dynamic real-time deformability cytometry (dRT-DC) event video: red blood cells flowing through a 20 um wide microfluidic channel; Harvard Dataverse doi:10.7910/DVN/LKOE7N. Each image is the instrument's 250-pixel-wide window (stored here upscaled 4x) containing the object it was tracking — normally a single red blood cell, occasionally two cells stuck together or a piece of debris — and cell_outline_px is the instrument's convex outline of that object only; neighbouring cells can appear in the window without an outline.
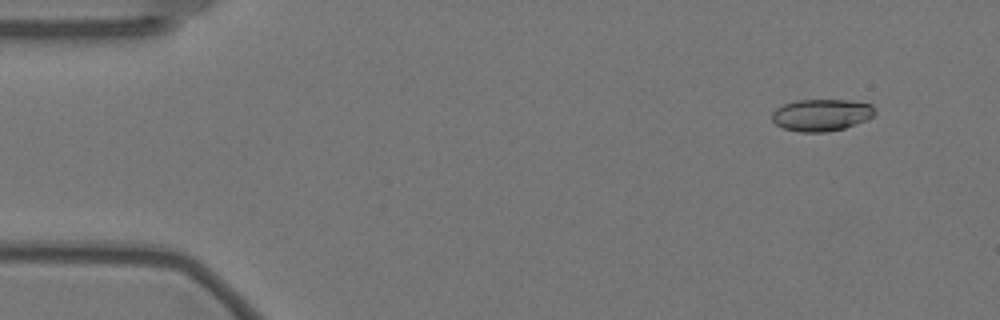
{"species": "Egyptian fruit bat (a non-hibernating species)", "species_latin": "Rousettus aegyptiacus", "temperature_condition": "warm", "stored_images_in_passage": 41, "camera_frame_rate_fps": 3000, "um_per_image_px": 0.085, "animal": {"sex": "female"}, "frame": {"image": 1, "passage_image": 5, "time_ms": 1.333, "image_size_px": [1000, 320], "cell_outline_px": [[876, 112], [872, 116], [864, 120], [844, 128], [824, 132], [800, 132], [784, 128], [776, 124], [772, 120], [772, 112], [776, 108], [784, 104], [796, 100], [848, 100], [872, 104]], "centroid_in_image_um": [69.8, 9.76], "position_along_channel_um": 15.2, "area_um2": 19.02}}
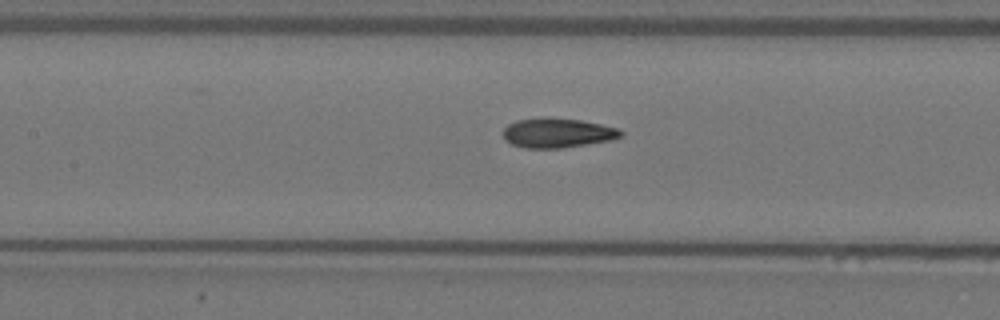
{"frame": {"image": 2, "passage_image": 26, "time_ms": 8.333, "image_size_px": [1000, 320], "cell_outline_px": [[624, 136], [612, 140], [564, 148], [524, 148], [512, 144], [504, 140], [504, 128], [508, 124], [516, 120], [580, 120], [620, 128], [624, 132]], "centroid_in_image_um": [47.45, 11.35], "position_along_channel_um": 159.9, "area_um2": 19.77}}
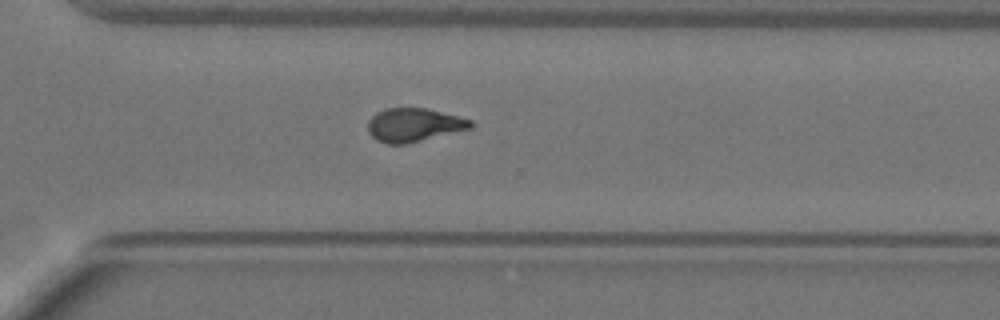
{"frame": {"image": 3, "passage_image": 41, "time_ms": 13.333, "image_size_px": [1000, 320], "cell_outline_px": [[472, 128], [408, 144], [388, 144], [376, 140], [368, 132], [368, 120], [376, 112], [384, 108], [424, 108], [460, 116], [472, 120]], "centroid_in_image_um": [35.17, 10.62], "position_along_channel_um": 335.4, "area_um2": 20.23}}